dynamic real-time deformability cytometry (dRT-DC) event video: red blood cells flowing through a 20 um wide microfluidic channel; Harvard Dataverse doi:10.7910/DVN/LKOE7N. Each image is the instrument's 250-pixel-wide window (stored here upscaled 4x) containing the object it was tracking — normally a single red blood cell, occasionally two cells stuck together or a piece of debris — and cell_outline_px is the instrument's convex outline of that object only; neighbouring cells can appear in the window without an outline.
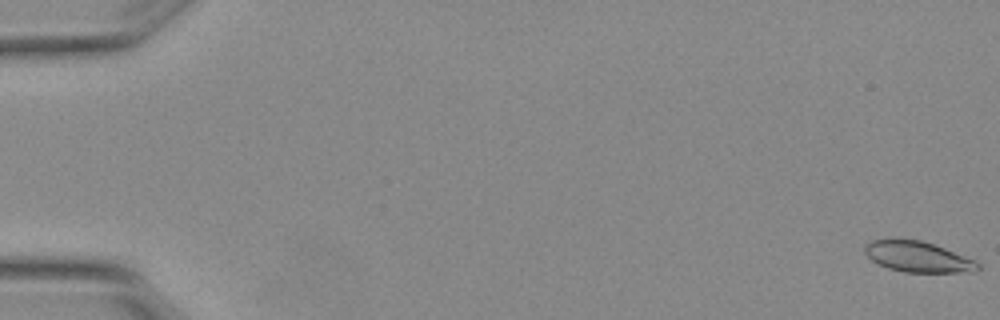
{"species": "Egyptian fruit bat (a non-hibernating species)", "species_latin": "Rousettus aegyptiacus", "temperature_condition": "warm", "stored_images_in_passage": 3, "camera_frame_rate_fps": 3000, "um_per_image_px": 0.085, "animal": {"sex": "female"}, "frame": {"image": 1, "passage_image": 1, "time_ms": 0.0, "image_size_px": [1000, 320], "cell_outline_px": [[980, 268], [972, 272], [904, 272], [888, 268], [872, 260], [864, 252], [864, 248], [872, 240], [920, 240], [944, 248], [976, 260], [980, 264]], "centroid_in_image_um": [78.06, 21.85], "position_along_channel_um": 6.9, "area_um2": 19.83}}